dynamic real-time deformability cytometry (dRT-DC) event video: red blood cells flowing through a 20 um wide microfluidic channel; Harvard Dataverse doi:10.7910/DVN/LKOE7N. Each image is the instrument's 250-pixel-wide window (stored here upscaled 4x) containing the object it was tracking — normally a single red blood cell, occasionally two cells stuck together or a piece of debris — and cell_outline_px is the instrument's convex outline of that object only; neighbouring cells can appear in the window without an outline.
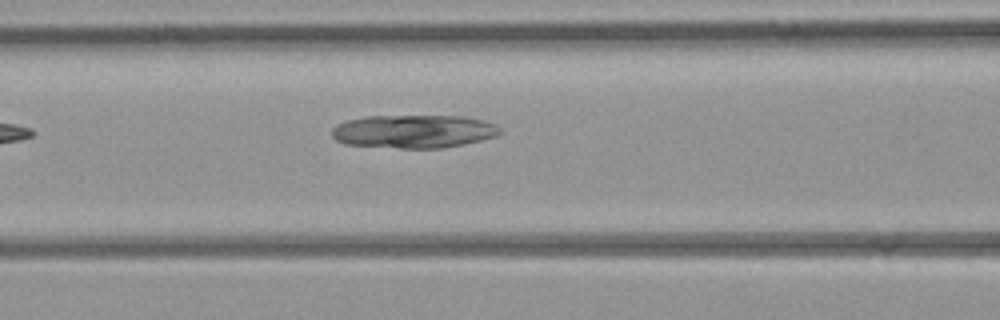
{"species": "common noctule bat (a hibernating species)", "species_latin": "Nyctalus noctula", "temperature_condition": "room temperature", "stored_images_in_passage": 5, "camera_frame_rate_fps": 3000, "um_per_image_px": 0.085, "animal": {"sex": "female", "body_mass_g": 21.9}, "frame": {"image": 1, "passage_image": 5, "time_ms": 5.667, "image_size_px": [1000, 320], "cell_outline_px": [[504, 132], [496, 136], [464, 144], [440, 148], [400, 148], [344, 144], [336, 140], [332, 136], [332, 128], [336, 124], [348, 120], [364, 116], [460, 116], [484, 120], [496, 124]], "centroid_in_image_um": [35.17, 11.16], "position_along_channel_um": 131.4, "area_um2": 32.71}}